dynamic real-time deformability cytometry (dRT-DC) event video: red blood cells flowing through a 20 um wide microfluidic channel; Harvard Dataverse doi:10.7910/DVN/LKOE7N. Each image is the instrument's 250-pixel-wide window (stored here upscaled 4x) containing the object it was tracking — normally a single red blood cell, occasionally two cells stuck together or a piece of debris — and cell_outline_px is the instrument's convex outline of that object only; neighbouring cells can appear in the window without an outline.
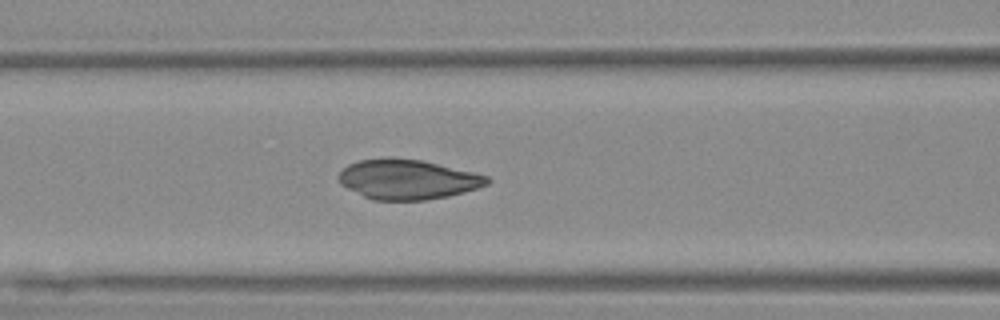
{"species": "Egyptian fruit bat (a non-hibernating species)", "species_latin": "Rousettus aegyptiacus", "temperature_condition": "warm", "stored_images_in_passage": 45, "camera_frame_rate_fps": 3000, "um_per_image_px": 0.085, "animal": {"sex": "female"}, "frame": {"image": 1, "passage_image": 12, "time_ms": 3.667, "image_size_px": [1000, 320], "cell_outline_px": [[492, 180], [488, 184], [464, 192], [448, 196], [424, 200], [372, 200], [340, 184], [336, 176], [348, 164], [356, 160], [388, 156], [420, 160], [472, 172], [488, 176]], "centroid_in_image_um": [34.6, 15.23], "position_along_channel_um": 132.0, "area_um2": 34.56}}
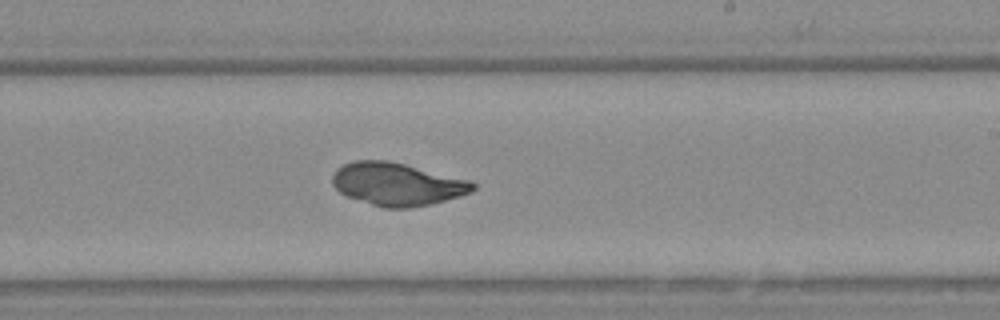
{"frame": {"image": 2, "passage_image": 22, "time_ms": 7.0, "image_size_px": [1000, 320], "cell_outline_px": [[476, 188], [472, 192], [460, 196], [428, 204], [408, 208], [384, 208], [348, 196], [340, 192], [332, 184], [332, 176], [336, 168], [352, 160], [388, 160], [472, 180], [476, 184]], "centroid_in_image_um": [33.77, 15.63], "position_along_channel_um": 255.2, "area_um2": 35.03}}
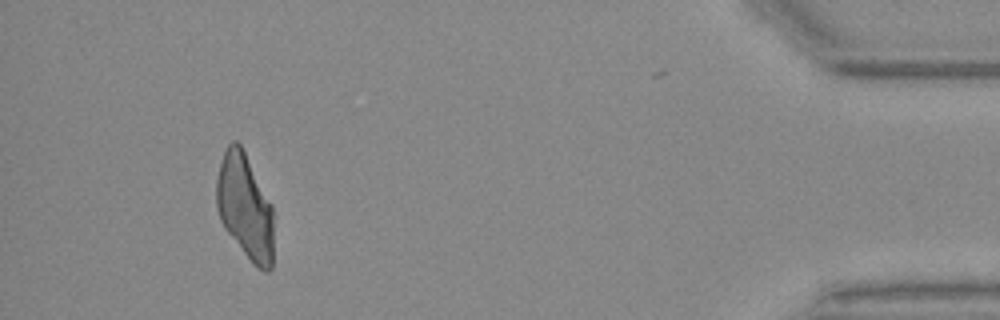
{"frame": {"image": 3, "passage_image": 40, "time_ms": 13.0, "image_size_px": [1000, 320], "cell_outline_px": [[272, 268], [268, 272], [264, 272], [256, 268], [252, 264], [224, 228], [220, 220], [216, 208], [216, 180], [220, 164], [224, 152], [228, 144], [232, 140], [236, 140], [240, 144], [272, 204]], "centroid_in_image_um": [20.81, 17.6], "position_along_channel_um": 414.4, "area_um2": 35.08}}